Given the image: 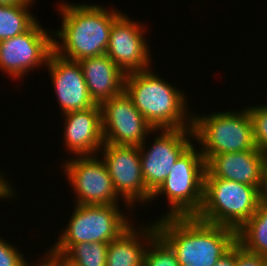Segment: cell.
I'll return each mask as SVG.
<instances>
[{
    "label": "cell",
    "mask_w": 267,
    "mask_h": 266,
    "mask_svg": "<svg viewBox=\"0 0 267 266\" xmlns=\"http://www.w3.org/2000/svg\"><path fill=\"white\" fill-rule=\"evenodd\" d=\"M155 224L180 266H214L237 242L236 230L195 216L157 218Z\"/></svg>",
    "instance_id": "1"
},
{
    "label": "cell",
    "mask_w": 267,
    "mask_h": 266,
    "mask_svg": "<svg viewBox=\"0 0 267 266\" xmlns=\"http://www.w3.org/2000/svg\"><path fill=\"white\" fill-rule=\"evenodd\" d=\"M58 8L62 26L52 33L57 55L79 61L106 54L112 23L122 12L86 3L61 2Z\"/></svg>",
    "instance_id": "2"
},
{
    "label": "cell",
    "mask_w": 267,
    "mask_h": 266,
    "mask_svg": "<svg viewBox=\"0 0 267 266\" xmlns=\"http://www.w3.org/2000/svg\"><path fill=\"white\" fill-rule=\"evenodd\" d=\"M155 73L149 69L125 74L124 91L153 129H192L185 93Z\"/></svg>",
    "instance_id": "3"
},
{
    "label": "cell",
    "mask_w": 267,
    "mask_h": 266,
    "mask_svg": "<svg viewBox=\"0 0 267 266\" xmlns=\"http://www.w3.org/2000/svg\"><path fill=\"white\" fill-rule=\"evenodd\" d=\"M261 200L257 187L222 178H204L203 202L195 217L238 231L256 212Z\"/></svg>",
    "instance_id": "4"
},
{
    "label": "cell",
    "mask_w": 267,
    "mask_h": 266,
    "mask_svg": "<svg viewBox=\"0 0 267 266\" xmlns=\"http://www.w3.org/2000/svg\"><path fill=\"white\" fill-rule=\"evenodd\" d=\"M193 143L181 154L161 186L152 194L166 196L168 212L160 218L196 216L203 202L206 161ZM170 209V210H169Z\"/></svg>",
    "instance_id": "5"
},
{
    "label": "cell",
    "mask_w": 267,
    "mask_h": 266,
    "mask_svg": "<svg viewBox=\"0 0 267 266\" xmlns=\"http://www.w3.org/2000/svg\"><path fill=\"white\" fill-rule=\"evenodd\" d=\"M239 111V112H238ZM241 111V112H240ZM192 131L202 155L256 149L253 125L247 108L198 115L192 112ZM198 141V143H197Z\"/></svg>",
    "instance_id": "6"
},
{
    "label": "cell",
    "mask_w": 267,
    "mask_h": 266,
    "mask_svg": "<svg viewBox=\"0 0 267 266\" xmlns=\"http://www.w3.org/2000/svg\"><path fill=\"white\" fill-rule=\"evenodd\" d=\"M74 205L66 229L50 247L54 253L64 254L77 243H110L132 225L119 205Z\"/></svg>",
    "instance_id": "7"
},
{
    "label": "cell",
    "mask_w": 267,
    "mask_h": 266,
    "mask_svg": "<svg viewBox=\"0 0 267 266\" xmlns=\"http://www.w3.org/2000/svg\"><path fill=\"white\" fill-rule=\"evenodd\" d=\"M54 37L36 22L28 31L0 41V69L21 79L29 71L47 65L54 52Z\"/></svg>",
    "instance_id": "8"
},
{
    "label": "cell",
    "mask_w": 267,
    "mask_h": 266,
    "mask_svg": "<svg viewBox=\"0 0 267 266\" xmlns=\"http://www.w3.org/2000/svg\"><path fill=\"white\" fill-rule=\"evenodd\" d=\"M75 158L67 159L62 165L64 175L76 193L75 203L78 205H118L119 197L104 160L95 155Z\"/></svg>",
    "instance_id": "9"
},
{
    "label": "cell",
    "mask_w": 267,
    "mask_h": 266,
    "mask_svg": "<svg viewBox=\"0 0 267 266\" xmlns=\"http://www.w3.org/2000/svg\"><path fill=\"white\" fill-rule=\"evenodd\" d=\"M99 106L104 143L118 146H140L150 132L151 134L157 132V129H153L136 109L125 91L104 100Z\"/></svg>",
    "instance_id": "10"
},
{
    "label": "cell",
    "mask_w": 267,
    "mask_h": 266,
    "mask_svg": "<svg viewBox=\"0 0 267 266\" xmlns=\"http://www.w3.org/2000/svg\"><path fill=\"white\" fill-rule=\"evenodd\" d=\"M101 152L112 178L113 187L119 200L125 201L124 205L128 206L127 209L141 202L151 203L152 194L147 190L144 182L139 146L104 143L99 153Z\"/></svg>",
    "instance_id": "11"
},
{
    "label": "cell",
    "mask_w": 267,
    "mask_h": 266,
    "mask_svg": "<svg viewBox=\"0 0 267 266\" xmlns=\"http://www.w3.org/2000/svg\"><path fill=\"white\" fill-rule=\"evenodd\" d=\"M153 145L146 150V141L139 146L141 169L147 190L153 194L165 181L172 166L193 143L192 129H157ZM162 131V132H161ZM145 146V147H144Z\"/></svg>",
    "instance_id": "12"
},
{
    "label": "cell",
    "mask_w": 267,
    "mask_h": 266,
    "mask_svg": "<svg viewBox=\"0 0 267 266\" xmlns=\"http://www.w3.org/2000/svg\"><path fill=\"white\" fill-rule=\"evenodd\" d=\"M141 23L121 13L112 23L106 55L125 73L151 69V52Z\"/></svg>",
    "instance_id": "13"
},
{
    "label": "cell",
    "mask_w": 267,
    "mask_h": 266,
    "mask_svg": "<svg viewBox=\"0 0 267 266\" xmlns=\"http://www.w3.org/2000/svg\"><path fill=\"white\" fill-rule=\"evenodd\" d=\"M202 156L206 161L204 178H222L262 191L266 154L259 149Z\"/></svg>",
    "instance_id": "14"
},
{
    "label": "cell",
    "mask_w": 267,
    "mask_h": 266,
    "mask_svg": "<svg viewBox=\"0 0 267 266\" xmlns=\"http://www.w3.org/2000/svg\"><path fill=\"white\" fill-rule=\"evenodd\" d=\"M51 75L54 92L61 108V114L78 111L95 106L89 95L78 61L64 59L53 52L46 65Z\"/></svg>",
    "instance_id": "15"
},
{
    "label": "cell",
    "mask_w": 267,
    "mask_h": 266,
    "mask_svg": "<svg viewBox=\"0 0 267 266\" xmlns=\"http://www.w3.org/2000/svg\"><path fill=\"white\" fill-rule=\"evenodd\" d=\"M64 116V144L68 152L77 156H98L104 144L99 104L87 109L71 111ZM69 149V150H68Z\"/></svg>",
    "instance_id": "16"
},
{
    "label": "cell",
    "mask_w": 267,
    "mask_h": 266,
    "mask_svg": "<svg viewBox=\"0 0 267 266\" xmlns=\"http://www.w3.org/2000/svg\"><path fill=\"white\" fill-rule=\"evenodd\" d=\"M78 62L89 95L96 104L124 91L125 73L106 54L84 58Z\"/></svg>",
    "instance_id": "17"
},
{
    "label": "cell",
    "mask_w": 267,
    "mask_h": 266,
    "mask_svg": "<svg viewBox=\"0 0 267 266\" xmlns=\"http://www.w3.org/2000/svg\"><path fill=\"white\" fill-rule=\"evenodd\" d=\"M156 234L155 220L139 229L131 225L108 244L106 266H143L147 245Z\"/></svg>",
    "instance_id": "18"
},
{
    "label": "cell",
    "mask_w": 267,
    "mask_h": 266,
    "mask_svg": "<svg viewBox=\"0 0 267 266\" xmlns=\"http://www.w3.org/2000/svg\"><path fill=\"white\" fill-rule=\"evenodd\" d=\"M237 242L252 254L267 258V202L261 200L256 212L237 231Z\"/></svg>",
    "instance_id": "19"
},
{
    "label": "cell",
    "mask_w": 267,
    "mask_h": 266,
    "mask_svg": "<svg viewBox=\"0 0 267 266\" xmlns=\"http://www.w3.org/2000/svg\"><path fill=\"white\" fill-rule=\"evenodd\" d=\"M35 0L23 4L0 6V41L13 38L28 31L37 21L29 8Z\"/></svg>",
    "instance_id": "20"
},
{
    "label": "cell",
    "mask_w": 267,
    "mask_h": 266,
    "mask_svg": "<svg viewBox=\"0 0 267 266\" xmlns=\"http://www.w3.org/2000/svg\"><path fill=\"white\" fill-rule=\"evenodd\" d=\"M108 244L106 242L77 243L63 255L78 266H106Z\"/></svg>",
    "instance_id": "21"
},
{
    "label": "cell",
    "mask_w": 267,
    "mask_h": 266,
    "mask_svg": "<svg viewBox=\"0 0 267 266\" xmlns=\"http://www.w3.org/2000/svg\"><path fill=\"white\" fill-rule=\"evenodd\" d=\"M143 266H180L171 247L156 234L147 245Z\"/></svg>",
    "instance_id": "22"
},
{
    "label": "cell",
    "mask_w": 267,
    "mask_h": 266,
    "mask_svg": "<svg viewBox=\"0 0 267 266\" xmlns=\"http://www.w3.org/2000/svg\"><path fill=\"white\" fill-rule=\"evenodd\" d=\"M246 108L252 120L255 145L267 155V104Z\"/></svg>",
    "instance_id": "23"
},
{
    "label": "cell",
    "mask_w": 267,
    "mask_h": 266,
    "mask_svg": "<svg viewBox=\"0 0 267 266\" xmlns=\"http://www.w3.org/2000/svg\"><path fill=\"white\" fill-rule=\"evenodd\" d=\"M24 255L11 243L0 237V266H28Z\"/></svg>",
    "instance_id": "24"
},
{
    "label": "cell",
    "mask_w": 267,
    "mask_h": 266,
    "mask_svg": "<svg viewBox=\"0 0 267 266\" xmlns=\"http://www.w3.org/2000/svg\"><path fill=\"white\" fill-rule=\"evenodd\" d=\"M235 266H267V258L247 252L236 242Z\"/></svg>",
    "instance_id": "25"
},
{
    "label": "cell",
    "mask_w": 267,
    "mask_h": 266,
    "mask_svg": "<svg viewBox=\"0 0 267 266\" xmlns=\"http://www.w3.org/2000/svg\"><path fill=\"white\" fill-rule=\"evenodd\" d=\"M44 257L48 259L52 266H78L68 260L63 254L54 253L51 250L47 251Z\"/></svg>",
    "instance_id": "26"
},
{
    "label": "cell",
    "mask_w": 267,
    "mask_h": 266,
    "mask_svg": "<svg viewBox=\"0 0 267 266\" xmlns=\"http://www.w3.org/2000/svg\"><path fill=\"white\" fill-rule=\"evenodd\" d=\"M236 265V243L225 253L214 266H235Z\"/></svg>",
    "instance_id": "27"
},
{
    "label": "cell",
    "mask_w": 267,
    "mask_h": 266,
    "mask_svg": "<svg viewBox=\"0 0 267 266\" xmlns=\"http://www.w3.org/2000/svg\"><path fill=\"white\" fill-rule=\"evenodd\" d=\"M3 176L4 175L3 174L1 175V172H0V199L5 200V198L7 199L14 198L15 189L12 187L11 184H9V182Z\"/></svg>",
    "instance_id": "28"
},
{
    "label": "cell",
    "mask_w": 267,
    "mask_h": 266,
    "mask_svg": "<svg viewBox=\"0 0 267 266\" xmlns=\"http://www.w3.org/2000/svg\"><path fill=\"white\" fill-rule=\"evenodd\" d=\"M261 197L263 201L267 202V155L265 157V166H264V184L261 191Z\"/></svg>",
    "instance_id": "29"
},
{
    "label": "cell",
    "mask_w": 267,
    "mask_h": 266,
    "mask_svg": "<svg viewBox=\"0 0 267 266\" xmlns=\"http://www.w3.org/2000/svg\"><path fill=\"white\" fill-rule=\"evenodd\" d=\"M27 0H0V6L18 5L23 4Z\"/></svg>",
    "instance_id": "30"
},
{
    "label": "cell",
    "mask_w": 267,
    "mask_h": 266,
    "mask_svg": "<svg viewBox=\"0 0 267 266\" xmlns=\"http://www.w3.org/2000/svg\"><path fill=\"white\" fill-rule=\"evenodd\" d=\"M45 257H43V260L41 261V263L39 262L38 264L35 263L36 266H52L51 263L48 261V259ZM28 266H31L30 264Z\"/></svg>",
    "instance_id": "31"
}]
</instances>
